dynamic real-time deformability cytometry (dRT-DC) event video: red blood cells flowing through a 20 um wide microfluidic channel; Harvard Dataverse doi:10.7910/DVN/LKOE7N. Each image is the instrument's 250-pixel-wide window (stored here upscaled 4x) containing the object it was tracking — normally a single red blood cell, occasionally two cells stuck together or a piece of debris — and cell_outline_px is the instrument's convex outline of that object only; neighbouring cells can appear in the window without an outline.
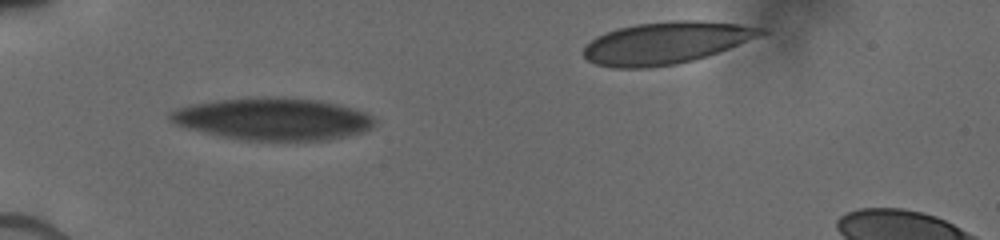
{"species": "human", "species_latin": "Homo sapiens", "temperature_condition": "cold", "stored_images_in_passage": 30, "camera_frame_rate_fps": 3000, "um_per_image_px": 0.085, "donor": {"sex": "male"}, "frame": {"image": 1, "passage_image": 3, "time_ms": 1.0, "image_size_px": [1000, 240], "cell_outline_px": [[376, 124], [372, 128], [364, 132], [328, 140], [244, 140], [204, 132], [188, 128], [176, 124], [168, 120], [168, 112], [176, 108], [188, 104], [220, 100], [320, 100], [340, 104], [364, 112], [372, 116], [376, 120]], "centroid_in_image_um": [23.23, 10.15], "position_along_channel_um": 61.8, "area_um2": 48.96}}
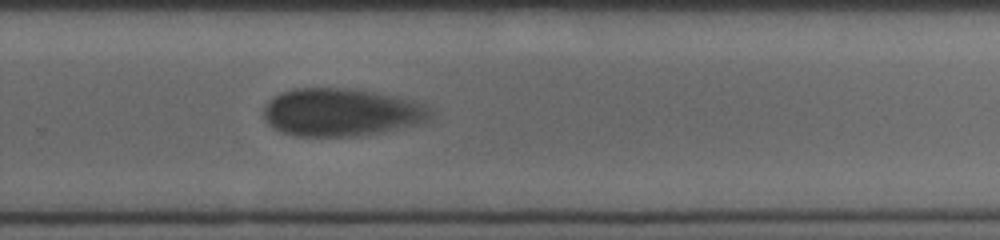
{"frame": {"image": 2, "passage_image": 15, "time_ms": 7.333, "image_size_px": [1000, 240], "cell_outline_px": [[432, 120], [404, 128], [380, 132], [352, 136], [296, 136], [280, 132], [272, 128], [264, 120], [264, 104], [272, 96], [280, 92], [296, 88], [344, 88], [376, 92], [412, 100], [424, 104], [432, 108]], "centroid_in_image_um": [29.01, 9.54], "position_along_channel_um": 300.8, "area_um2": 47.05}}
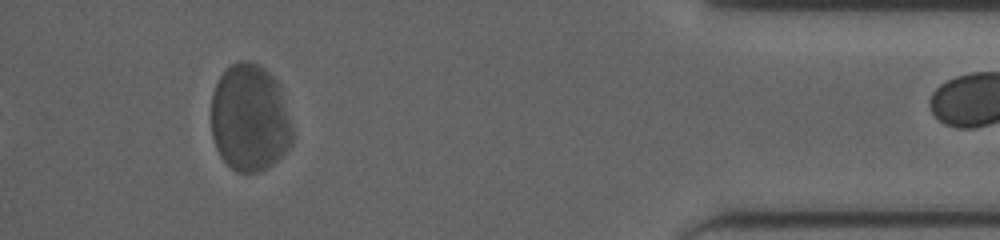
{"frame": {"image": 3, "passage_image": 29, "time_ms": 11.333, "image_size_px": [1000, 240], "cell_outline_px": [[288, 140], [284, 152], [268, 168], [260, 172], [236, 172], [220, 156], [216, 148], [212, 136], [212, 92], [220, 76], [232, 64], [240, 60], [248, 60], [264, 68], [280, 84], [284, 96], [288, 112]], "centroid_in_image_um": [21.17, 10.01], "position_along_channel_um": 414.0, "area_um2": 50.05}}